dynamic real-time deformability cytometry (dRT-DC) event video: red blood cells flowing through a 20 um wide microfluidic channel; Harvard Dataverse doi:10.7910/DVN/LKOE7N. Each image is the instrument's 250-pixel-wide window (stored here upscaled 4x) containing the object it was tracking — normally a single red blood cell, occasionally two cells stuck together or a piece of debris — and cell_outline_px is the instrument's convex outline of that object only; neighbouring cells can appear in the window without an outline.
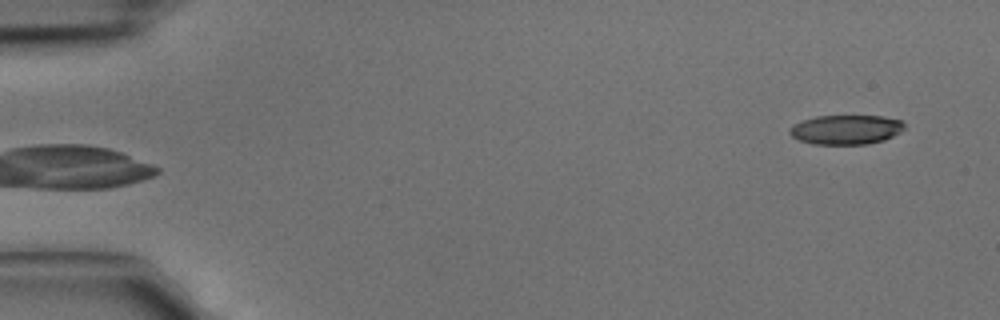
{"species": "common noctule bat (a hibernating species)", "species_latin": "Nyctalus noctula", "temperature_condition": "cold", "stored_images_in_passage": 5, "camera_frame_rate_fps": 3000, "um_per_image_px": 0.085, "animal": {"sex": "male", "body_mass_g": 15.6}, "frame": {"image": 1, "passage_image": 5, "time_ms": 1.333, "image_size_px": [1000, 320], "cell_outline_px": [[904, 128], [900, 132], [884, 140], [868, 144], [812, 144], [800, 140], [792, 136], [788, 132], [788, 128], [792, 124], [816, 116], [880, 116], [904, 120]], "centroid_in_image_um": [71.9, 11.01], "position_along_channel_um": 13.1, "area_um2": 19.77}}